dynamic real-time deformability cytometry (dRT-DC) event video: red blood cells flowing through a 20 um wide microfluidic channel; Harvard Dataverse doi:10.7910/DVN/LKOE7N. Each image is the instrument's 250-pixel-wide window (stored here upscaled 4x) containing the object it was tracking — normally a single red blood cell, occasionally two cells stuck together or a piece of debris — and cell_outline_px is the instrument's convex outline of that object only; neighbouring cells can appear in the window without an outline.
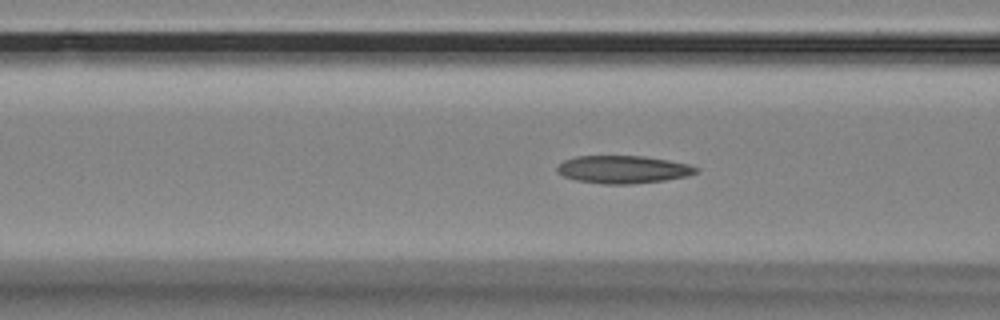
{"species": "Egyptian fruit bat (a non-hibernating species)", "species_latin": "Rousettus aegyptiacus", "temperature_condition": "room temperature", "stored_images_in_passage": 50, "camera_frame_rate_fps": 3000, "um_per_image_px": 0.085, "animal": {"sex": "female"}, "frame": {"image": 1, "passage_image": 14, "time_ms": 4.333, "image_size_px": [1000, 320], "cell_outline_px": [[700, 172], [688, 176], [664, 180], [632, 184], [604, 184], [576, 180], [564, 176], [556, 172], [556, 168], [564, 160], [576, 156], [644, 156], [668, 160], [688, 164], [700, 168]], "centroid_in_image_um": [52.99, 14.4], "position_along_channel_um": 113.6, "area_um2": 22.54}}
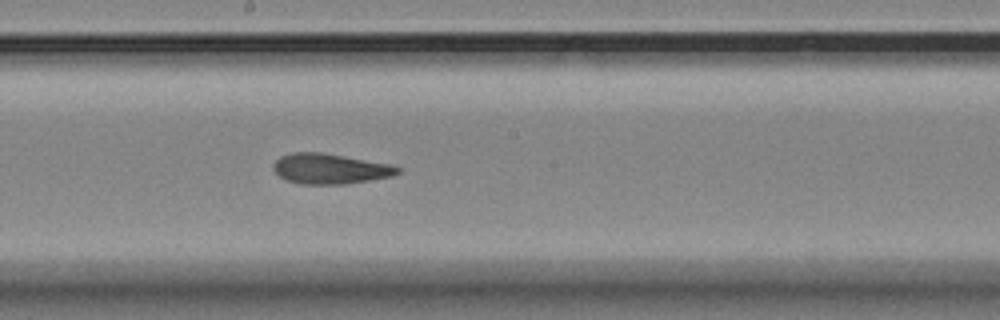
{"frame": {"image": 2, "passage_image": 23, "time_ms": 7.333, "image_size_px": [1000, 320], "cell_outline_px": [[400, 172], [392, 176], [348, 184], [300, 184], [284, 180], [272, 168], [272, 164], [280, 156], [292, 152], [320, 152], [392, 164], [400, 168]], "centroid_in_image_um": [28.03, 14.35], "position_along_channel_um": 220.2, "area_um2": 22.08}}
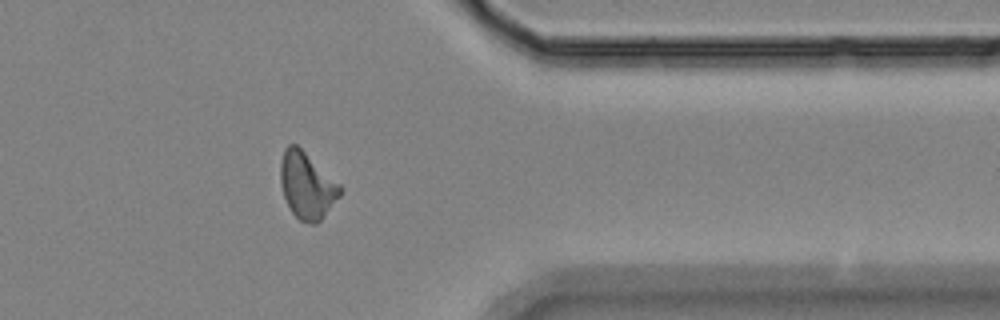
{"frame": {"image": 3, "passage_image": 38, "time_ms": 12.333, "image_size_px": [1000, 320], "cell_outline_px": [[340, 196], [320, 220], [316, 224], [312, 224], [300, 220], [292, 212], [284, 196], [280, 184], [280, 164], [284, 148], [288, 144], [296, 144], [340, 184]], "centroid_in_image_um": [26.06, 15.76], "position_along_channel_um": 385.3, "area_um2": 22.77}, "authors_computed_cell_mechanics": {"area_um2": 22.3686, "velocity_mm_per_s": 3.5325, "shape_relaxation_time_tau1_ms": 8.5081, "shape_relaxation_time_tau2_ms": 3.1367, "deformation_change_tau1": 0.184, "deformation_change_tau2": 0.1055}}